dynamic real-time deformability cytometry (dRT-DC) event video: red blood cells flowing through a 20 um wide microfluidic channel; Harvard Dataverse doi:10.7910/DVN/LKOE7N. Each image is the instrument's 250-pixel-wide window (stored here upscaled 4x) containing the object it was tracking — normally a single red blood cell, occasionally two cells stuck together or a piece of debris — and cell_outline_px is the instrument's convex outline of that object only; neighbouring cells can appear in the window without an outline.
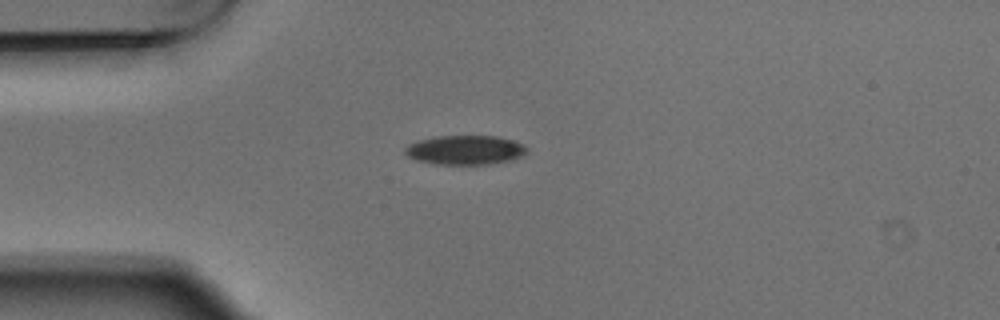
{"species": "Egyptian fruit bat (a non-hibernating species)", "species_latin": "Rousettus aegyptiacus", "temperature_condition": "warm", "stored_images_in_passage": 4, "camera_frame_rate_fps": 3000, "um_per_image_px": 0.085, "animal": {"sex": "male"}, "frame": {"image": 1, "passage_image": 4, "time_ms": 1.0, "image_size_px": [1000, 320], "cell_outline_px": [[528, 152], [512, 160], [488, 164], [436, 164], [416, 160], [408, 156], [404, 152], [404, 148], [408, 144], [420, 140], [436, 136], [496, 136], [512, 140], [524, 144], [528, 148]], "centroid_in_image_um": [39.55, 12.75], "position_along_channel_um": 45.5, "area_um2": 20.81}}